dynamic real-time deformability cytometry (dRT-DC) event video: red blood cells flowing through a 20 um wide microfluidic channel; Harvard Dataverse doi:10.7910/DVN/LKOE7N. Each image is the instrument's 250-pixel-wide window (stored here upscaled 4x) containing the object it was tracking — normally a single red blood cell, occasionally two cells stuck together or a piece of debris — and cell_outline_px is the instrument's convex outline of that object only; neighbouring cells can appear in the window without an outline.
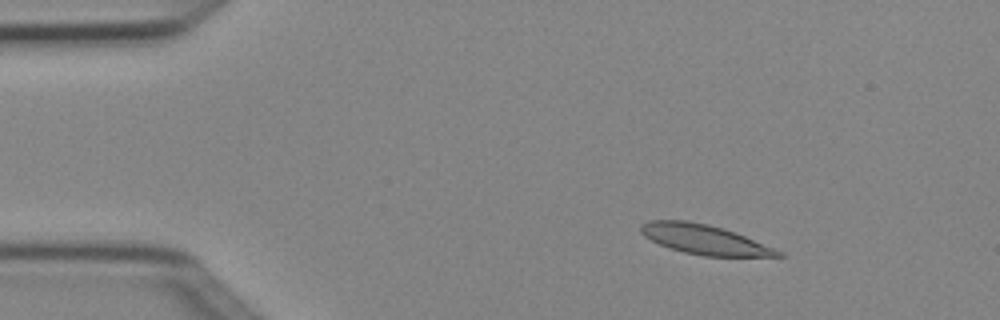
{"species": "Egyptian fruit bat (a non-hibernating species)", "species_latin": "Rousettus aegyptiacus", "temperature_condition": "cold", "stored_images_in_passage": 3, "camera_frame_rate_fps": 3000, "um_per_image_px": 0.085, "animal": {"sex": "female"}, "frame": {"image": 1, "passage_image": 1, "time_ms": 0.0, "image_size_px": [1000, 320], "cell_outline_px": [[784, 256], [704, 256], [684, 252], [668, 248], [644, 236], [640, 232], [640, 224], [648, 220], [688, 220], [708, 224], [724, 228], [784, 252]], "centroid_in_image_um": [59.83, 20.34], "position_along_channel_um": 25.2, "area_um2": 23.64}}